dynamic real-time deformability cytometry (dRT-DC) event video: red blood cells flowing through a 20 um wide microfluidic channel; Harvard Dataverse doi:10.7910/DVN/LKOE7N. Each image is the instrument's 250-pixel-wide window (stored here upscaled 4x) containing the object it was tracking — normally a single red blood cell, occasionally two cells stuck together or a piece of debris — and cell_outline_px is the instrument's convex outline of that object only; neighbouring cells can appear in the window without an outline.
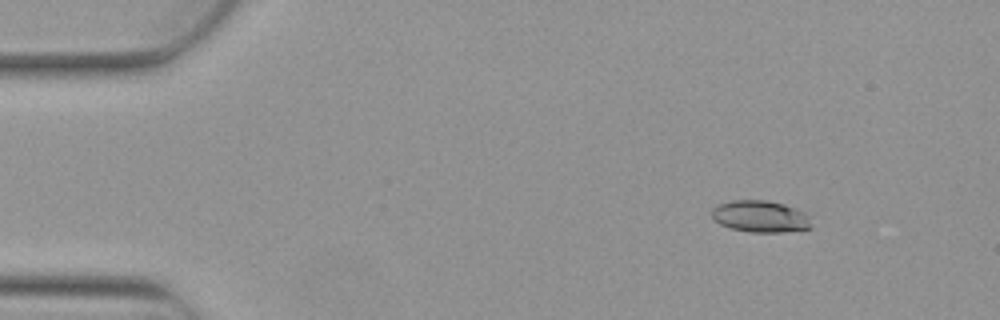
{"species": "Egyptian fruit bat (a non-hibernating species)", "species_latin": "Rousettus aegyptiacus", "temperature_condition": "warm", "stored_images_in_passage": 6, "camera_frame_rate_fps": 3000, "um_per_image_px": 0.085, "animal": {"sex": "female"}, "frame": {"image": 1, "passage_image": 2, "time_ms": 0.333, "image_size_px": [1000, 320], "cell_outline_px": [[812, 228], [784, 232], [748, 232], [728, 228], [720, 224], [712, 216], [712, 208], [720, 204], [732, 200], [768, 200], [784, 204], [804, 212], [808, 216], [812, 224]], "centroid_in_image_um": [64.64, 18.4], "position_along_channel_um": 20.4, "area_um2": 18.5}}
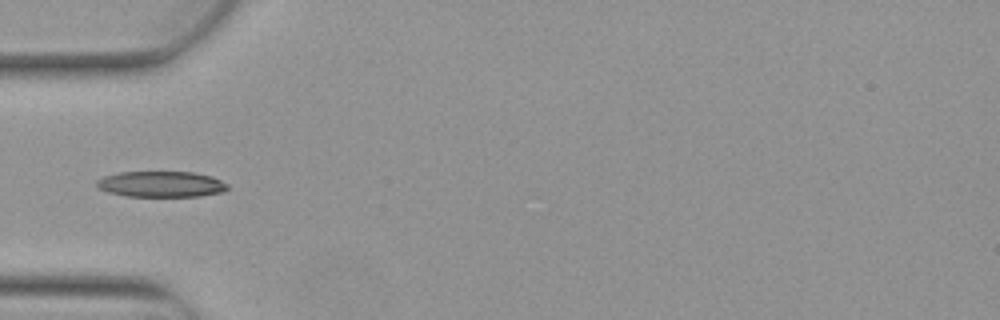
{"frame": {"image": 2, "passage_image": 5, "time_ms": 1.333, "image_size_px": [1000, 320], "cell_outline_px": [[228, 188], [224, 192], [200, 196], [124, 196], [108, 192], [96, 188], [96, 180], [104, 176], [120, 172], [192, 172], [212, 176], [228, 184]], "centroid_in_image_um": [13.68, 15.65], "position_along_channel_um": 71.3, "area_um2": 19.83}}
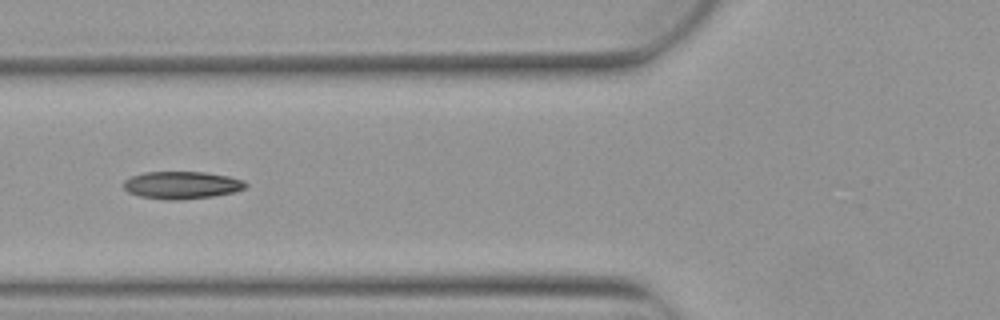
{"frame": {"image": 3, "passage_image": 6, "time_ms": 1.667, "image_size_px": [1000, 320], "cell_outline_px": [[248, 184], [244, 188], [236, 192], [212, 196], [180, 200], [164, 200], [140, 196], [128, 192], [124, 188], [124, 180], [132, 176], [144, 172], [204, 172], [228, 176], [244, 180]], "centroid_in_image_um": [15.46, 15.73], "position_along_channel_um": 110.3, "area_um2": 19.59}}